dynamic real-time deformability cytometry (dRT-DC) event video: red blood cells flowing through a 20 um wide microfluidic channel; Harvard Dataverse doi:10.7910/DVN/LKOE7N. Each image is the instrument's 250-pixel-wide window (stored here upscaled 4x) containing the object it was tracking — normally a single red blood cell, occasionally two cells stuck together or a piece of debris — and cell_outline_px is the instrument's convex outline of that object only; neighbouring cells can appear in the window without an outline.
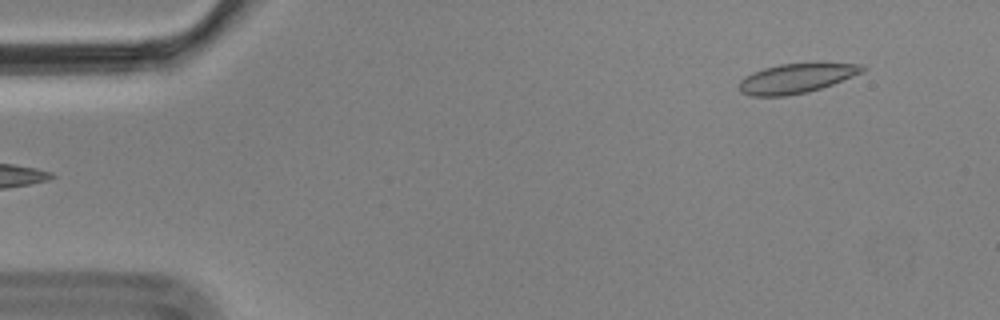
{"species": "Egyptian fruit bat (a non-hibernating species)", "species_latin": "Rousettus aegyptiacus", "temperature_condition": "cold", "stored_images_in_passage": 3, "segment_of_instrument_passage": [2, 2], "camera_frame_rate_fps": 3000, "um_per_image_px": 0.085, "animal": {"sex": "male"}, "frame": {"image": 1, "passage_image": 3, "time_ms": 0.667, "image_size_px": [1000, 320], "cell_outline_px": [[868, 68], [864, 72], [832, 84], [808, 92], [784, 96], [752, 96], [740, 92], [740, 80], [744, 76], [764, 68], [780, 64], [820, 60], [860, 64]], "centroid_in_image_um": [67.78, 6.6], "position_along_channel_um": 17.2, "area_um2": 22.02}}